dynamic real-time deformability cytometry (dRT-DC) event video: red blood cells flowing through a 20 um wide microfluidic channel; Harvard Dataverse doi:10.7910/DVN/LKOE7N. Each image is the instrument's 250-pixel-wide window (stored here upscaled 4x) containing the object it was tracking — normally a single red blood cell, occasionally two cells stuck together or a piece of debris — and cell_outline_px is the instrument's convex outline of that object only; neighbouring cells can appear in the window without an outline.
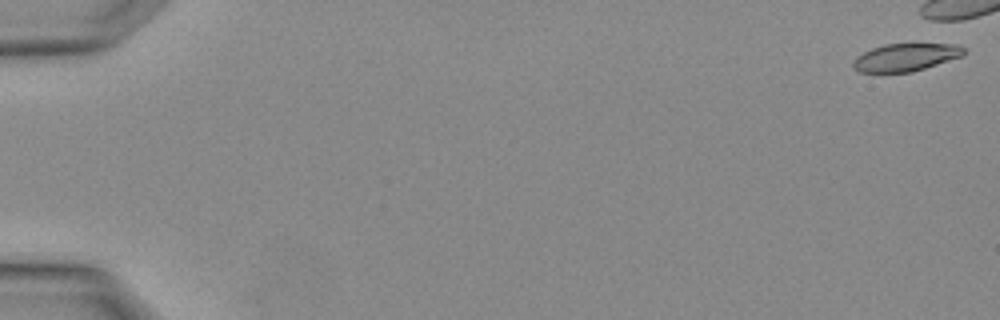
{"species": "Egyptian fruit bat (a non-hibernating species)", "species_latin": "Rousettus aegyptiacus", "temperature_condition": "warm", "stored_images_in_passage": 6, "camera_frame_rate_fps": 3000, "um_per_image_px": 0.085, "animal": {"sex": "female"}, "frame": {"image": 1, "passage_image": 1, "time_ms": 0.0, "image_size_px": [1000, 320], "cell_outline_px": [[964, 56], [912, 72], [860, 72], [852, 64], [856, 56], [872, 48], [884, 44], [956, 44], [964, 48]], "centroid_in_image_um": [77.0, 4.87], "position_along_channel_um": 8.0, "area_um2": 17.74}}
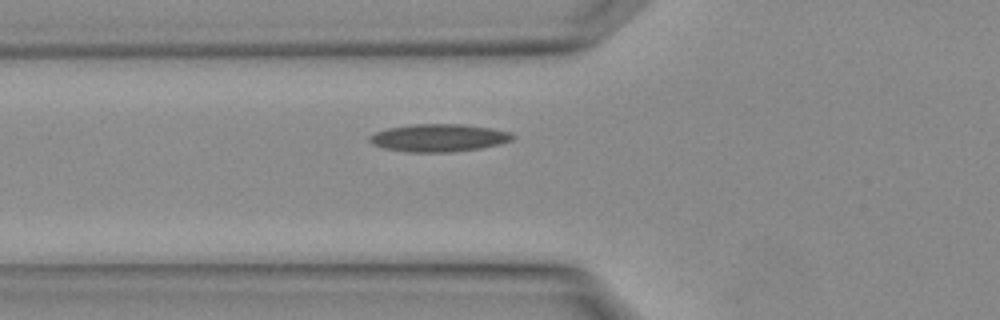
{"frame": {"image": 2, "passage_image": 5, "time_ms": 1.333, "image_size_px": [1000, 320], "cell_outline_px": [[516, 136], [512, 140], [500, 144], [480, 148], [452, 152], [404, 152], [384, 148], [372, 144], [368, 140], [368, 136], [376, 132], [388, 128], [412, 124], [464, 124], [492, 128], [512, 132]], "centroid_in_image_um": [37.31, 11.71], "position_along_channel_um": 88.5, "area_um2": 23.29}}